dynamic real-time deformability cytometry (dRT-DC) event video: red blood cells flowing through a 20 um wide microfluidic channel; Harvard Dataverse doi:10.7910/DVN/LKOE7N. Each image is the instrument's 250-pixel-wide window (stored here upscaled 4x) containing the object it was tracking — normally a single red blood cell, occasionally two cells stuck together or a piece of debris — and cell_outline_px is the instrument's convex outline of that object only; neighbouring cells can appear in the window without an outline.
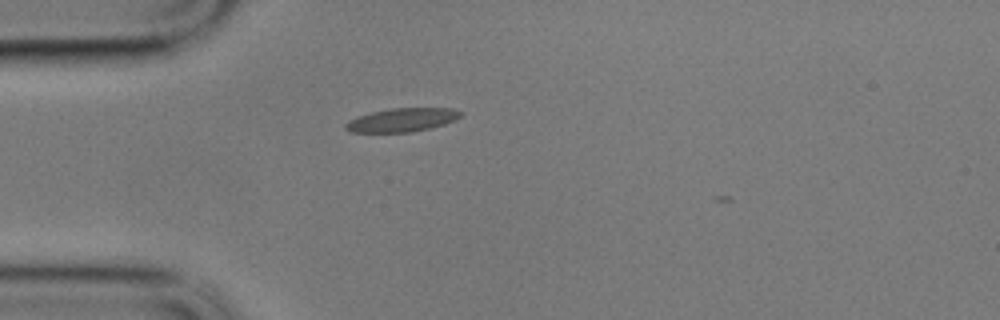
{"species": "common noctule bat (a hibernating species)", "species_latin": "Nyctalus noctula", "temperature_condition": "cold", "stored_images_in_passage": 2, "camera_frame_rate_fps": 3000, "um_per_image_px": 0.085, "animal": {"sex": "male", "body_mass_g": 17.9}, "frame": {"image": 1, "passage_image": 1, "time_ms": 0.0, "image_size_px": [1000, 320], "cell_outline_px": [[464, 112], [456, 120], [432, 128], [412, 132], [348, 132], [344, 128], [344, 124], [348, 120], [356, 116], [372, 112], [392, 108], [452, 108]], "centroid_in_image_um": [34.16, 10.2], "position_along_channel_um": 50.8, "area_um2": 16.01}}